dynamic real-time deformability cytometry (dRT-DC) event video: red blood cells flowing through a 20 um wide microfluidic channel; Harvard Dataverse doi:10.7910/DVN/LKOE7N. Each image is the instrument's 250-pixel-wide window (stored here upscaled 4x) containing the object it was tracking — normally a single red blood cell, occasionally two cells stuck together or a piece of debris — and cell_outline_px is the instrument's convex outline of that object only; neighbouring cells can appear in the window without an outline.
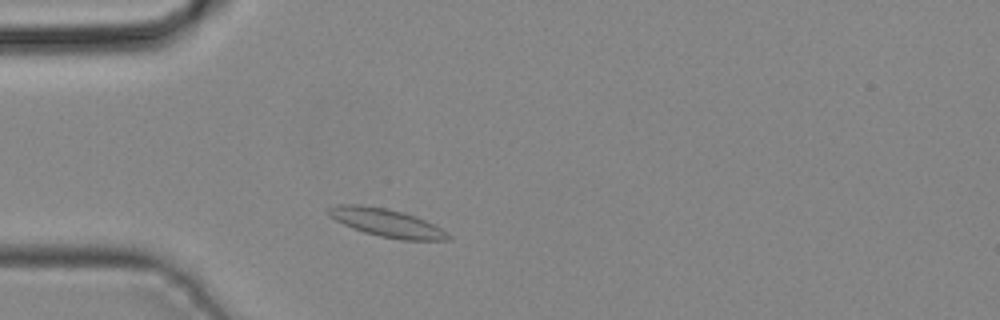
{"species": "common noctule bat (a hibernating species)", "species_latin": "Nyctalus noctula", "temperature_condition": "cold", "stored_images_in_passage": 32, "camera_frame_rate_fps": 3000, "um_per_image_px": 0.085, "animal": {"sex": "male", "body_mass_g": 19.2, "forearm_length_mm": 51.8}, "frame": {"image": 1, "passage_image": 5, "time_ms": 1.333, "image_size_px": [1000, 320], "cell_outline_px": [[452, 236], [448, 240], [400, 240], [380, 236], [364, 232], [352, 228], [328, 216], [324, 212], [328, 208], [336, 204], [360, 204], [384, 208], [416, 216], [440, 228]], "centroid_in_image_um": [32.8, 18.93], "position_along_channel_um": 52.2, "area_um2": 19.48}}
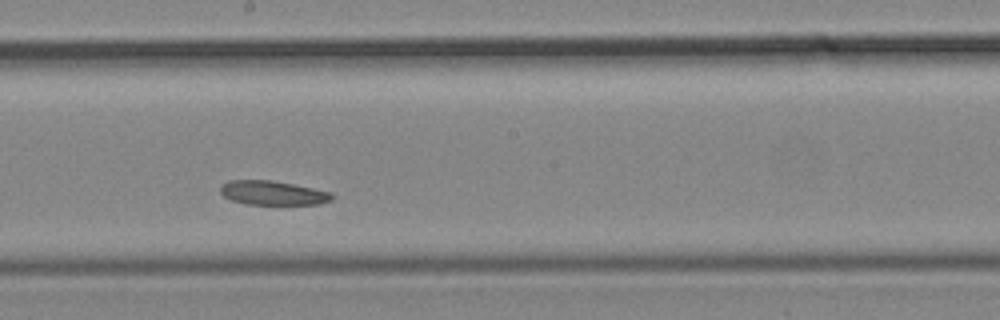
{"frame": {"image": 2, "passage_image": 17, "time_ms": 5.333, "image_size_px": [1000, 320], "cell_outline_px": [[336, 196], [332, 200], [320, 204], [248, 204], [232, 200], [224, 196], [220, 192], [220, 184], [228, 180], [272, 180], [332, 192]], "centroid_in_image_um": [23.2, 16.39], "position_along_channel_um": 225.0, "area_um2": 15.78}}
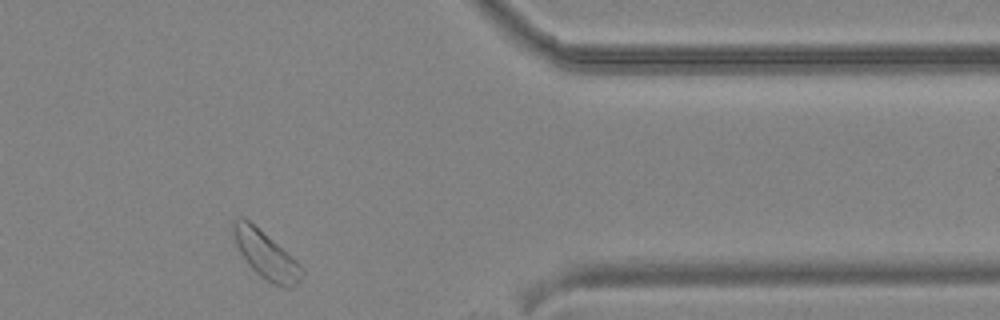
{"frame": {"image": 3, "passage_image": 29, "time_ms": 9.333, "image_size_px": [1000, 320], "cell_outline_px": [[304, 276], [292, 288], [280, 288], [272, 284], [260, 276], [248, 264], [240, 252], [236, 244], [232, 228], [232, 220], [236, 216], [244, 216], [296, 260], [304, 268]], "centroid_in_image_um": [22.6, 21.68], "position_along_channel_um": 388.8, "area_um2": 19.07}}